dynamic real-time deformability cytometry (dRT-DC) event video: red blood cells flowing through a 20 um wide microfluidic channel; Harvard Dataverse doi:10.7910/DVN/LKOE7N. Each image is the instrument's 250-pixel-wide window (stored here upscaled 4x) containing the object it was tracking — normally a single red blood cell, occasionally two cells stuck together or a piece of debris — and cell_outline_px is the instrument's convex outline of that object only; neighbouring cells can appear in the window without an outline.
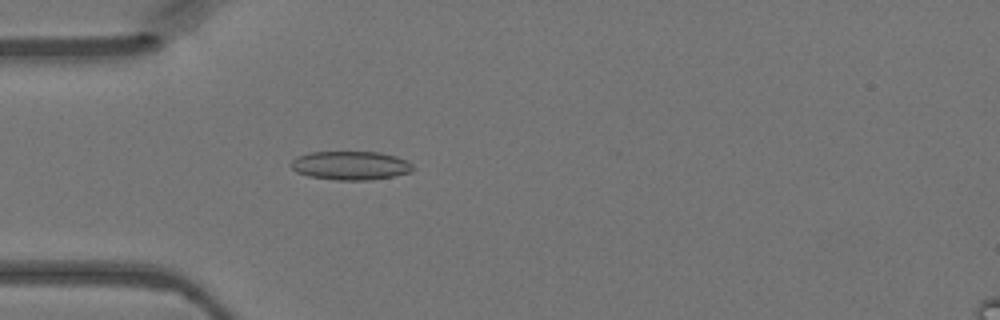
{"species": "Egyptian fruit bat (a non-hibernating species)", "species_latin": "Rousettus aegyptiacus", "temperature_condition": "warm", "stored_images_in_passage": 16, "camera_frame_rate_fps": 3000, "um_per_image_px": 0.085, "animal": {"sex": "female"}, "frame": {"image": 1, "passage_image": 6, "time_ms": 1.667, "image_size_px": [1000, 320], "cell_outline_px": [[412, 172], [392, 176], [368, 180], [336, 180], [308, 176], [296, 172], [292, 168], [292, 160], [296, 156], [308, 152], [380, 152], [396, 156], [412, 164]], "centroid_in_image_um": [29.76, 14.06], "position_along_channel_um": 55.2, "area_um2": 20.35}}
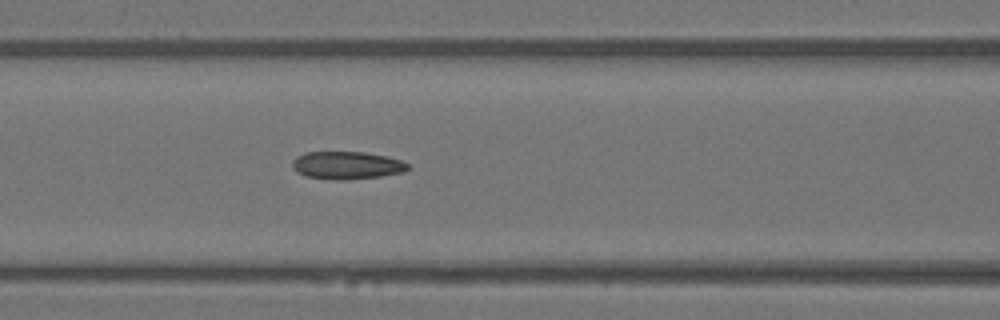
{"frame": {"image": 2, "passage_image": 12, "time_ms": 3.667, "image_size_px": [1000, 320], "cell_outline_px": [[412, 168], [404, 172], [380, 176], [348, 180], [336, 180], [304, 176], [296, 172], [292, 168], [292, 160], [296, 156], [304, 152], [364, 152], [388, 156], [400, 160], [408, 164]], "centroid_in_image_um": [29.47, 14.05], "position_along_channel_um": 137.1, "area_um2": 18.96}}
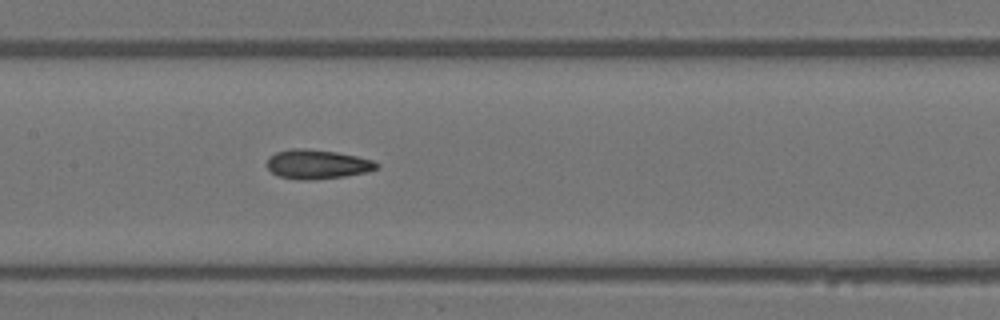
{"frame": {"image": 3, "passage_image": 15, "time_ms": 4.667, "image_size_px": [1000, 320], "cell_outline_px": [[380, 164], [376, 168], [368, 172], [344, 176], [312, 180], [296, 180], [276, 176], [264, 164], [268, 156], [276, 152], [292, 148], [304, 148], [336, 152], [356, 156], [372, 160]], "centroid_in_image_um": [26.89, 13.97], "position_along_channel_um": 180.5, "area_um2": 18.96}}